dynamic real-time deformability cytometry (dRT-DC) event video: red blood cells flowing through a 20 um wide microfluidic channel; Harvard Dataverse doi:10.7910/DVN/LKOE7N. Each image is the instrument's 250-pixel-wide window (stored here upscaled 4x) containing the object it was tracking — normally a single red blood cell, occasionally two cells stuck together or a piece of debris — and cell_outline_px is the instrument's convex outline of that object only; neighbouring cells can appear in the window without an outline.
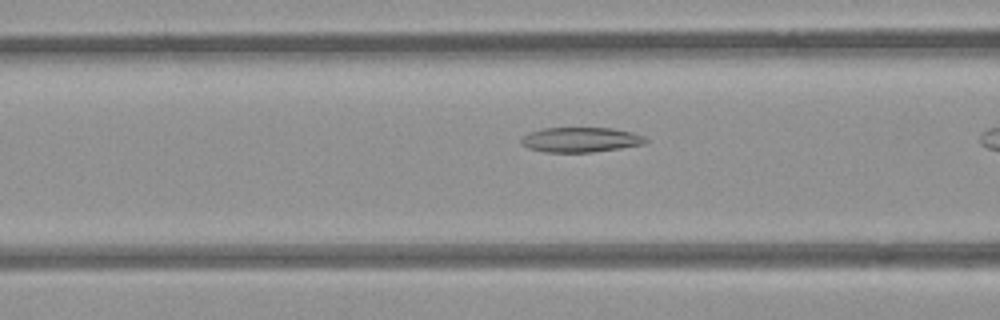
{"species": "common noctule bat (a hibernating species)", "species_latin": "Nyctalus noctula", "temperature_condition": "room temperature", "stored_images_in_passage": 15, "camera_frame_rate_fps": 3000, "um_per_image_px": 0.085, "animal": {"sex": "female", "body_mass_g": 21.9}, "frame": {"image": 1, "passage_image": 11, "time_ms": 3.333, "image_size_px": [1000, 320], "cell_outline_px": [[648, 140], [644, 144], [620, 148], [592, 152], [544, 152], [528, 148], [520, 144], [520, 140], [524, 136], [532, 132], [544, 128], [612, 128], [632, 132], [644, 136]], "centroid_in_image_um": [49.36, 11.88], "position_along_channel_um": 117.2, "area_um2": 17.98}}